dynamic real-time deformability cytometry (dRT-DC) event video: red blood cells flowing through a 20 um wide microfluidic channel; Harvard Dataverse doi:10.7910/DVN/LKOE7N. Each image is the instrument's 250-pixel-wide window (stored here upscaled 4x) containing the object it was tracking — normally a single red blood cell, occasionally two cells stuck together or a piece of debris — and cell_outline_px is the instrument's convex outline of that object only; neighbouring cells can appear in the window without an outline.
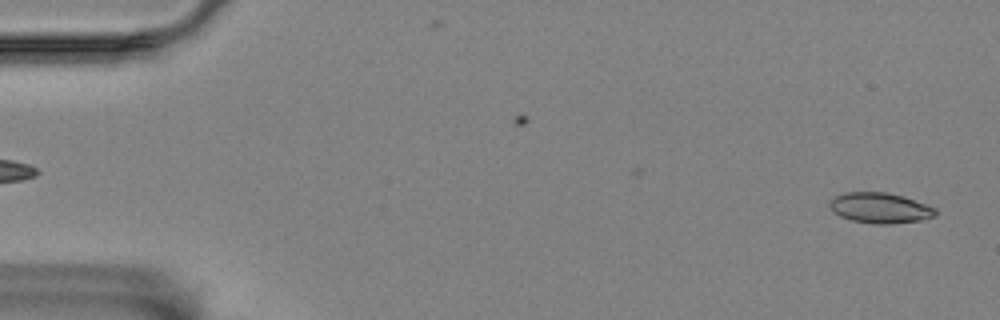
{"species": "Egyptian fruit bat (a non-hibernating species)", "species_latin": "Rousettus aegyptiacus", "temperature_condition": "room temperature", "stored_images_in_passage": 4, "segment_of_instrument_passage": [2, 2], "camera_frame_rate_fps": 3000, "um_per_image_px": 0.085, "animal": {"sex": "female"}, "frame": {"image": 1, "passage_image": 4, "time_ms": 4.333, "image_size_px": [1000, 320], "cell_outline_px": [[936, 216], [920, 220], [888, 224], [876, 224], [852, 220], [840, 216], [832, 212], [828, 204], [836, 196], [844, 192], [884, 192], [900, 196], [936, 208]], "centroid_in_image_um": [74.76, 17.68], "position_along_channel_um": 10.2, "area_um2": 18.5}}